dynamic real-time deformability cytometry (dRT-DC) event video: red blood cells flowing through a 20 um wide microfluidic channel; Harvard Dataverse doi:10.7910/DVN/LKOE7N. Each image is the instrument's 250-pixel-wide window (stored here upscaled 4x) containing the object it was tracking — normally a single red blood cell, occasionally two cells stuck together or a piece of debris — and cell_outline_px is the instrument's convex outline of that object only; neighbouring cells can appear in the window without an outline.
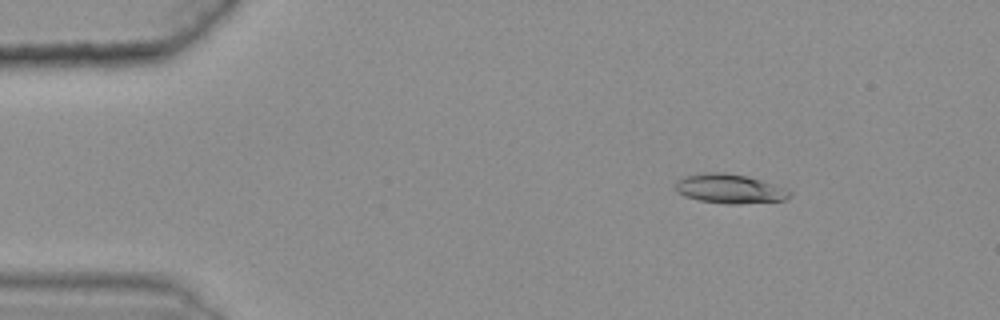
{"species": "common noctule bat (a hibernating species)", "species_latin": "Nyctalus noctula", "temperature_condition": "warm", "stored_images_in_passage": 42, "camera_frame_rate_fps": 3000, "um_per_image_px": 0.085, "animal": {"sex": "female", "body_mass_g": 25.1}, "frame": {"image": 1, "passage_image": 1, "time_ms": 0.0, "image_size_px": [1000, 320], "cell_outline_px": [[792, 196], [784, 200], [740, 204], [724, 204], [700, 200], [684, 196], [676, 192], [676, 180], [684, 176], [700, 172], [724, 172], [748, 176], [784, 188], [792, 192]], "centroid_in_image_um": [61.99, 16.04], "position_along_channel_um": 23.0, "area_um2": 19.65}}
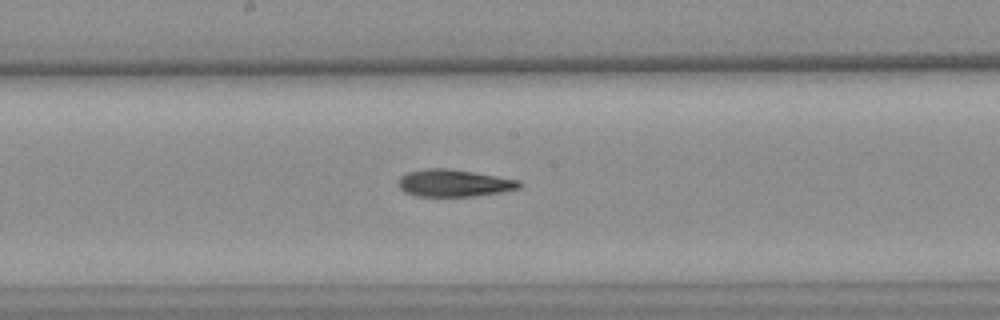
{"frame": {"image": 2, "passage_image": 23, "time_ms": 7.333, "image_size_px": [1000, 320], "cell_outline_px": [[524, 184], [520, 188], [500, 192], [472, 196], [416, 196], [404, 192], [400, 188], [400, 176], [408, 172], [424, 168], [448, 168], [520, 180]], "centroid_in_image_um": [38.6, 15.56], "position_along_channel_um": 209.6, "area_um2": 19.07}}
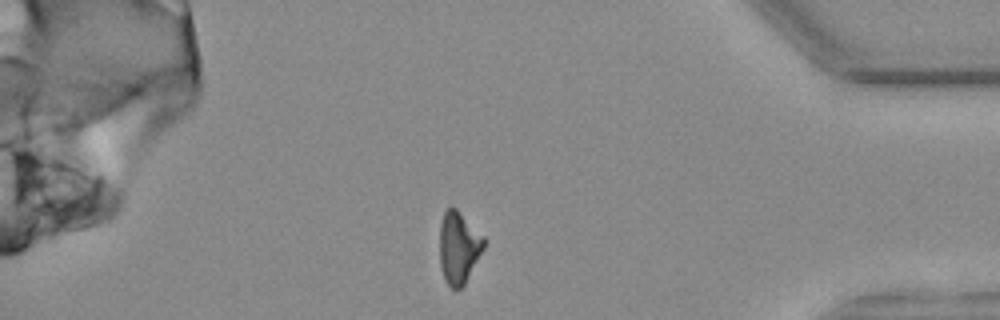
{"frame": {"image": 3, "passage_image": 41, "time_ms": 13.333, "image_size_px": [1000, 320], "cell_outline_px": [[484, 248], [464, 284], [456, 292], [444, 280], [440, 264], [440, 224], [444, 212], [452, 204], [484, 236]], "centroid_in_image_um": [38.97, 21.03], "position_along_channel_um": 396.2, "area_um2": 18.55}, "authors_computed_cell_mechanics": {"area_um2": 19.1607, "velocity_mm_per_s": 3.612, "shape_relaxation_time_tau1_ms": 7.5503, "shape_relaxation_time_tau2_ms": 5.4627, "deformation_change_tau1": 0.1862, "deformation_change_tau2": 0.152}}